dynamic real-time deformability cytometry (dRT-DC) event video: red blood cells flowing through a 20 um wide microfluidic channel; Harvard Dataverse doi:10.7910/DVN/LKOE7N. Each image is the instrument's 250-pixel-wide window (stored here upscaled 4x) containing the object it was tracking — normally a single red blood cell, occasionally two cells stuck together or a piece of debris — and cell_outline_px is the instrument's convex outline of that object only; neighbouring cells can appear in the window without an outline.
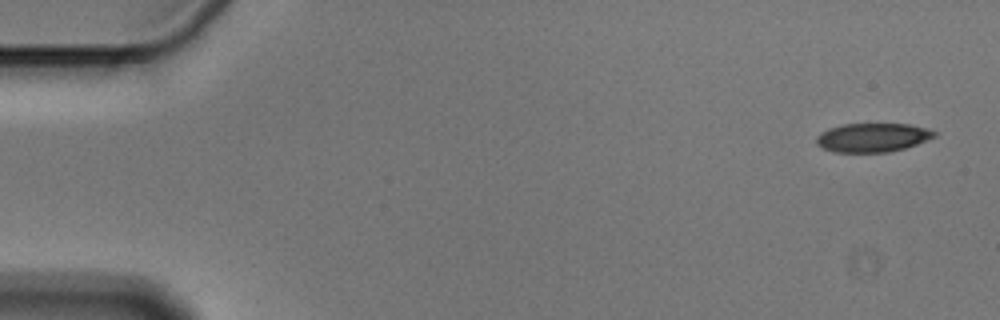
{"species": "Egyptian fruit bat (a non-hibernating species)", "species_latin": "Rousettus aegyptiacus", "temperature_condition": "cold", "stored_images_in_passage": 54, "camera_frame_rate_fps": 3000, "um_per_image_px": 0.085, "animal": {"sex": "male"}, "frame": {"image": 1, "passage_image": 1, "time_ms": 0.0, "image_size_px": [1000, 320], "cell_outline_px": [[940, 132], [936, 136], [928, 140], [904, 148], [888, 152], [836, 152], [824, 148], [816, 144], [816, 136], [820, 132], [828, 128], [844, 124], [908, 124], [928, 128]], "centroid_in_image_um": [74.2, 11.68], "position_along_channel_um": 10.8, "area_um2": 19.94}}
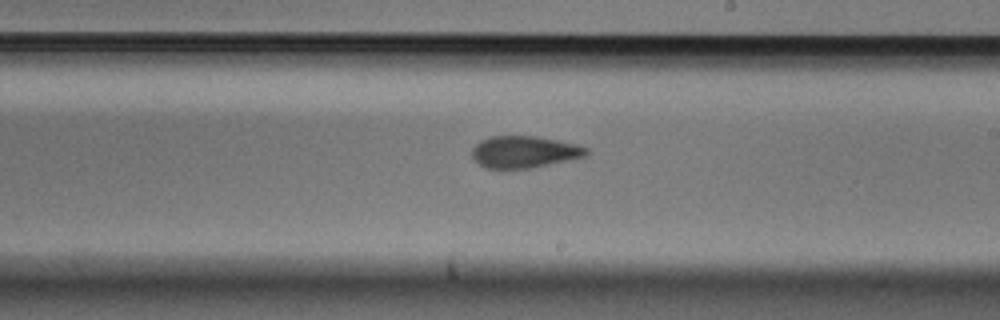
{"frame": {"image": 2, "passage_image": 31, "time_ms": 10.0, "image_size_px": [1000, 320], "cell_outline_px": [[588, 156], [532, 168], [484, 168], [472, 156], [472, 148], [480, 140], [492, 136], [536, 136], [576, 144], [588, 148]], "centroid_in_image_um": [44.58, 12.91], "position_along_channel_um": 244.4, "area_um2": 21.21}}
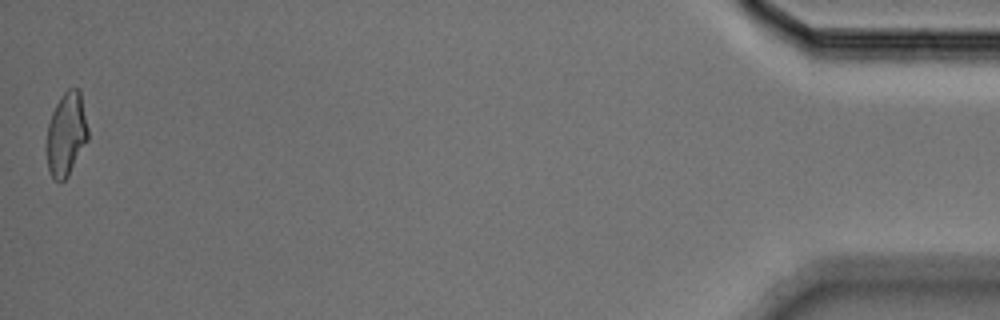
{"frame": {"image": 3, "passage_image": 54, "time_ms": 17.667, "image_size_px": [1000, 320], "cell_outline_px": [[88, 140], [68, 176], [64, 180], [52, 180], [48, 168], [44, 148], [48, 124], [52, 112], [60, 96], [68, 88], [80, 88], [88, 128]], "centroid_in_image_um": [5.61, 11.41], "position_along_channel_um": 429.6, "area_um2": 20.63}, "authors_computed_cell_mechanics": {"area_um2": 21.5016, "velocity_mm_per_s": 3.6001, "shape_relaxation_time_tau1_ms": 6.4185, "shape_relaxation_time_tau2_ms": 2.55, "deformation_change_tau1": 0.1449, "deformation_change_tau2": 0.0918}}